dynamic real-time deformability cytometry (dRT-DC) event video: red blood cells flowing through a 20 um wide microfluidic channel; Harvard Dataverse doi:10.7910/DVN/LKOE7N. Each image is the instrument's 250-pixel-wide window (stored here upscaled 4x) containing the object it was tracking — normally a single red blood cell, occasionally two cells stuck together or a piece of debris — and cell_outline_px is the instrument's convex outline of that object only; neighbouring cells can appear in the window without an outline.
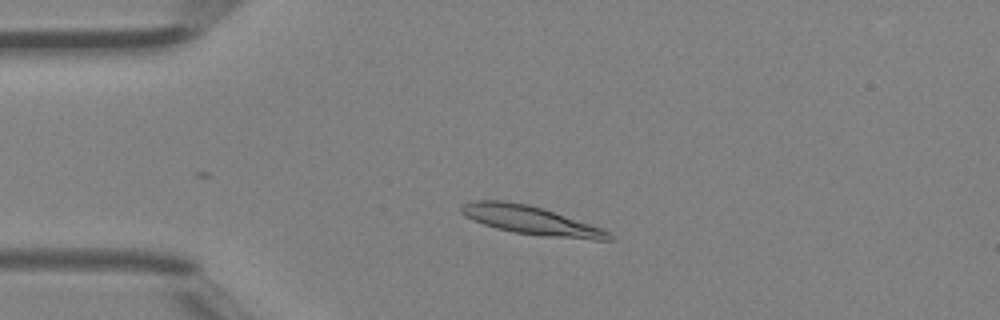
{"species": "Egyptian fruit bat (a non-hibernating species)", "species_latin": "Rousettus aegyptiacus", "temperature_condition": "room temperature", "stored_images_in_passage": 4, "camera_frame_rate_fps": 3000, "um_per_image_px": 0.085, "animal": {"sex": "female"}, "frame": {"image": 1, "passage_image": 3, "time_ms": 0.667, "image_size_px": [1000, 320], "cell_outline_px": [[612, 240], [592, 240], [540, 236], [512, 232], [496, 228], [472, 220], [464, 216], [460, 212], [460, 204], [472, 200], [504, 200], [528, 204], [544, 208], [604, 228], [612, 236]], "centroid_in_image_um": [45.12, 18.72], "position_along_channel_um": 39.9, "area_um2": 25.14}}